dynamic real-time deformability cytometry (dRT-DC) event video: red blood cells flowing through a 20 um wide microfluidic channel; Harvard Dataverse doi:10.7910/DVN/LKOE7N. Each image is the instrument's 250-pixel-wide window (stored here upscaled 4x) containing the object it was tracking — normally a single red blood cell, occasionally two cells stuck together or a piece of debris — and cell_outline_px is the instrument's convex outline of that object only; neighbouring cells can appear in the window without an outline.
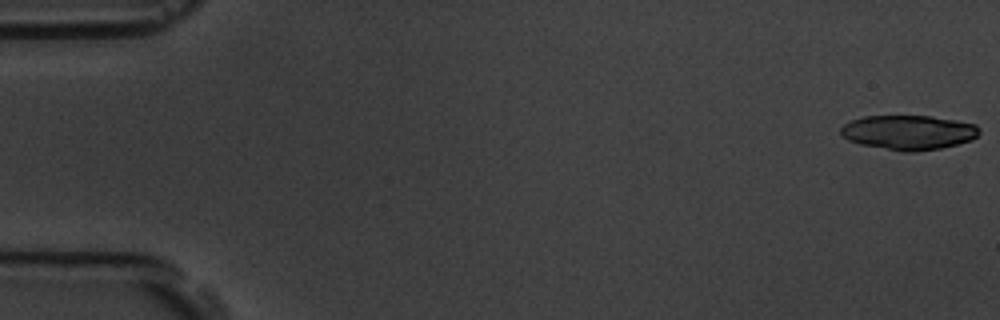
{"species": "common noctule bat (a hibernating species)", "species_latin": "Nyctalus noctula", "temperature_condition": "room temperature", "stored_images_in_passage": 5, "camera_frame_rate_fps": 3000, "um_per_image_px": 0.085, "animal": {"sex": "male", "body_mass_g": 19.5, "forearm_length_mm": 54.6}, "frame": {"image": 1, "passage_image": 1, "time_ms": 0.0, "image_size_px": [1000, 320], "cell_outline_px": [[980, 132], [972, 140], [940, 148], [916, 152], [900, 152], [860, 144], [848, 140], [840, 132], [840, 128], [844, 124], [852, 120], [864, 116], [932, 116], [956, 120], [976, 124], [980, 128]], "centroid_in_image_um": [77.23, 11.26], "position_along_channel_um": 7.8, "area_um2": 28.03}}